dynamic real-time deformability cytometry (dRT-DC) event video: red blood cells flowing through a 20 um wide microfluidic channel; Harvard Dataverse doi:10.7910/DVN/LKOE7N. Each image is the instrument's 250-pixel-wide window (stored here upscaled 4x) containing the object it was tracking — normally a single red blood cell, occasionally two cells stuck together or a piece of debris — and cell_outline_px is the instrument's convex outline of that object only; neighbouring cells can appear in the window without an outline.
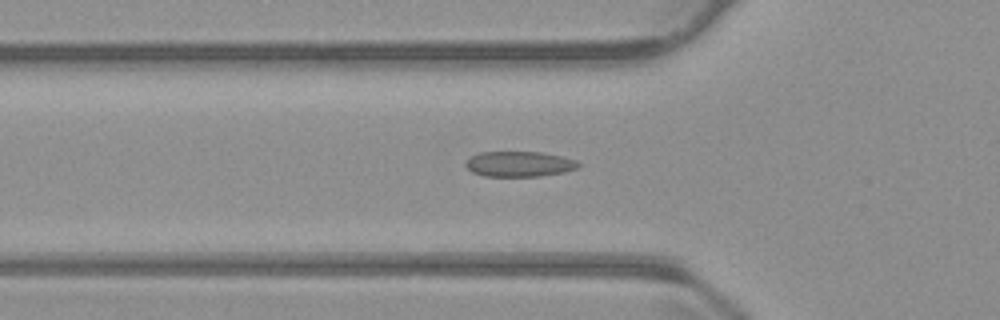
{"species": "common noctule bat (a hibernating species)", "species_latin": "Nyctalus noctula", "temperature_condition": "warm", "stored_images_in_passage": 46, "camera_frame_rate_fps": 3000, "um_per_image_px": 0.085, "animal": {"sex": "male", "body_mass_g": 23.1, "forearm_length_mm": 52.7}, "frame": {"image": 1, "passage_image": 10, "time_ms": 3.0, "image_size_px": [1000, 320], "cell_outline_px": [[580, 164], [576, 168], [564, 172], [540, 176], [484, 176], [472, 172], [464, 164], [472, 156], [480, 152], [540, 152], [560, 156], [576, 160]], "centroid_in_image_um": [44.13, 13.94], "position_along_channel_um": 81.7, "area_um2": 16.47}}
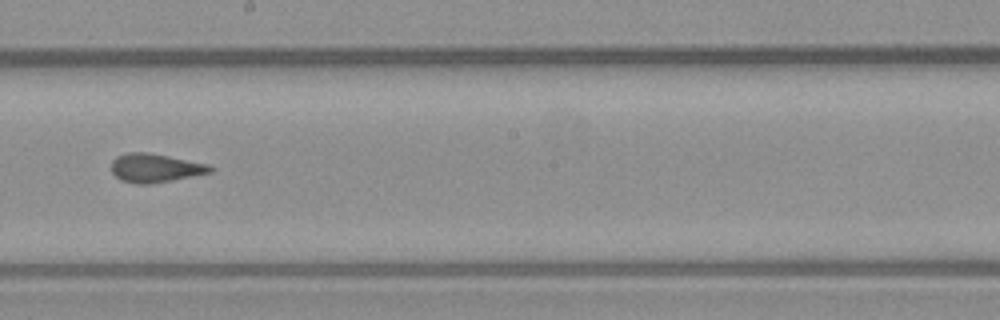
{"frame": {"image": 2, "passage_image": 22, "time_ms": 7.0, "image_size_px": [1000, 320], "cell_outline_px": [[216, 168], [212, 172], [152, 184], [136, 184], [120, 180], [112, 172], [112, 160], [116, 156], [128, 152], [148, 152], [208, 164]], "centroid_in_image_um": [13.19, 14.28], "position_along_channel_um": 235.0, "area_um2": 16.59}}
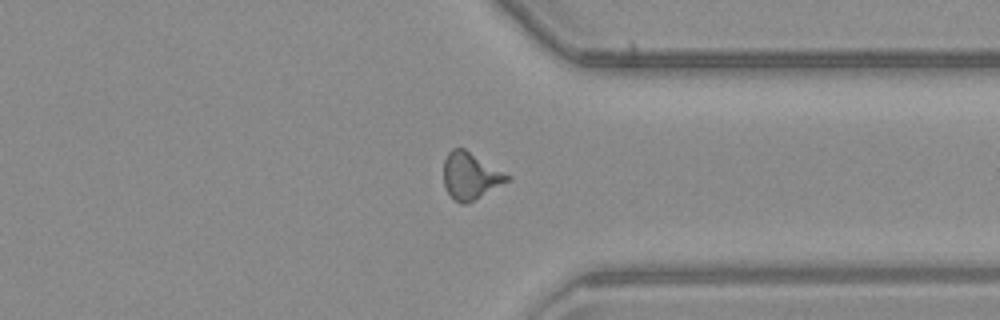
{"frame": {"image": 3, "passage_image": 33, "time_ms": 10.667, "image_size_px": [1000, 320], "cell_outline_px": [[512, 180], [464, 204], [460, 204], [444, 188], [444, 160], [448, 152], [452, 148], [464, 148], [512, 176]], "centroid_in_image_um": [40.01, 14.93], "position_along_channel_um": 371.4, "area_um2": 17.28}, "authors_computed_cell_mechanics": {"area_um2": 16.3863, "velocity_mm_per_s": 3.8012, "shape_relaxation_time_tau1_ms": 6.6718, "shape_relaxation_time_tau2_ms": 1.5132, "deformation_change_tau1": 0.159, "deformation_change_tau2": 0.0869}}